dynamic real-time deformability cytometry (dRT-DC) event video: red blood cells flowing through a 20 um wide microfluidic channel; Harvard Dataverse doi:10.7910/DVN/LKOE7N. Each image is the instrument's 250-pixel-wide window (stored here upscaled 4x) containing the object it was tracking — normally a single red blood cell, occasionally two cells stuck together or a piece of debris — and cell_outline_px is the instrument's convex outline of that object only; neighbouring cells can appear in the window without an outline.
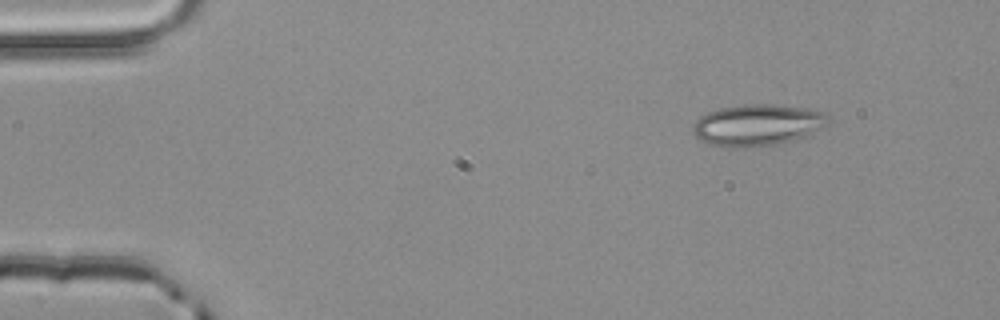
{"species": "common noctule bat (a hibernating species)", "species_latin": "Nyctalus noctula", "temperature_condition": "room temperature", "stored_images_in_passage": 3, "camera_frame_rate_fps": 3000, "um_per_image_px": 0.085, "animal": {"sex": "male", "body_mass_g": 20.4}, "frame": {"image": 1, "passage_image": 1, "time_ms": 0.0, "image_size_px": [1000, 320], "cell_outline_px": [[832, 120], [824, 128], [804, 136], [776, 144], [740, 148], [728, 148], [712, 144], [700, 140], [692, 132], [692, 124], [700, 116], [708, 112], [720, 108], [744, 104], [772, 104], [804, 108], [824, 112]], "centroid_in_image_um": [64.37, 10.62], "position_along_channel_um": 20.6, "area_um2": 32.83}}
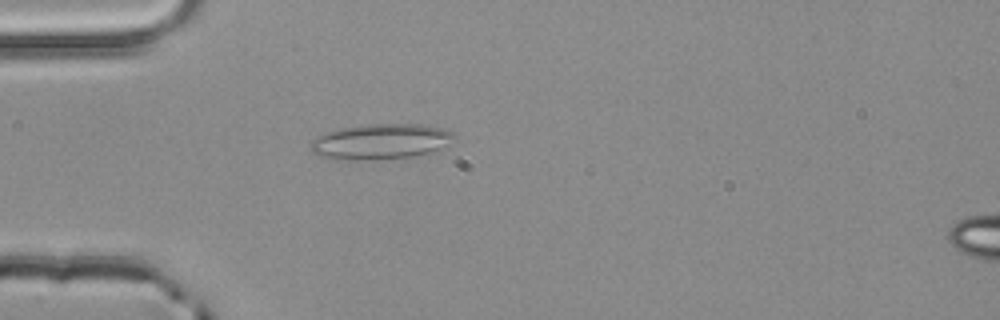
{"frame": {"image": 2, "passage_image": 3, "time_ms": 0.667, "image_size_px": [1000, 320], "cell_outline_px": [[456, 136], [440, 148], [428, 156], [380, 160], [368, 160], [320, 156], [312, 152], [308, 148], [308, 144], [316, 136], [336, 128], [368, 124], [420, 124], [440, 128], [452, 132]], "centroid_in_image_um": [32.35, 12.04], "position_along_channel_um": 52.6, "area_um2": 30.06}}